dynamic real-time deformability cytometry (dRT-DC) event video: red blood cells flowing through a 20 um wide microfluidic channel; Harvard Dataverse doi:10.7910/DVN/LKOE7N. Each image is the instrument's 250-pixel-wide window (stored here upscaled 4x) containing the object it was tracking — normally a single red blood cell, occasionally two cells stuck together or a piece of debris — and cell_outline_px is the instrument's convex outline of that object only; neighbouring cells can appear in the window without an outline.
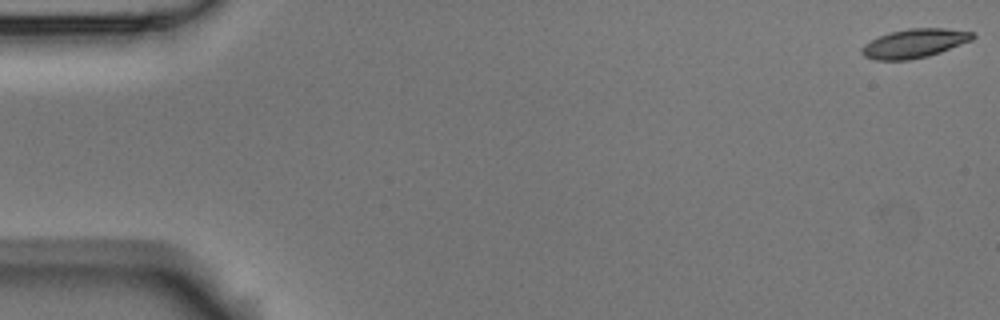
{"species": "Egyptian fruit bat (a non-hibernating species)", "species_latin": "Rousettus aegyptiacus", "temperature_condition": "room temperature", "stored_images_in_passage": 57, "camera_frame_rate_fps": 3000, "um_per_image_px": 0.085, "animal": {"sex": "male"}, "frame": {"image": 1, "passage_image": 1, "time_ms": 0.0, "image_size_px": [1000, 320], "cell_outline_px": [[976, 36], [972, 40], [940, 52], [928, 56], [908, 60], [876, 60], [864, 56], [860, 52], [860, 48], [864, 44], [880, 36], [892, 32], [908, 28], [944, 28], [976, 32]], "centroid_in_image_um": [77.74, 3.68], "position_along_channel_um": 7.3, "area_um2": 18.67}}
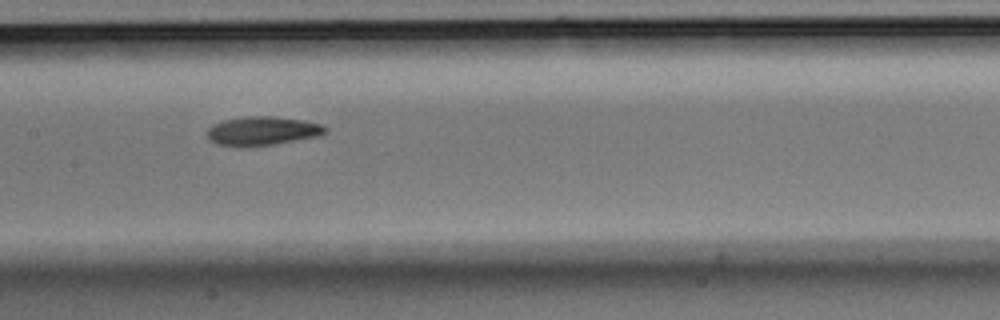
{"frame": {"image": 2, "passage_image": 28, "time_ms": 9.0, "image_size_px": [1000, 320], "cell_outline_px": [[328, 132], [316, 136], [272, 144], [236, 148], [216, 144], [208, 140], [208, 128], [212, 124], [224, 120], [244, 116], [272, 116], [304, 120], [324, 124], [328, 128]], "centroid_in_image_um": [22.27, 11.13], "position_along_channel_um": 185.1, "area_um2": 20.11}}
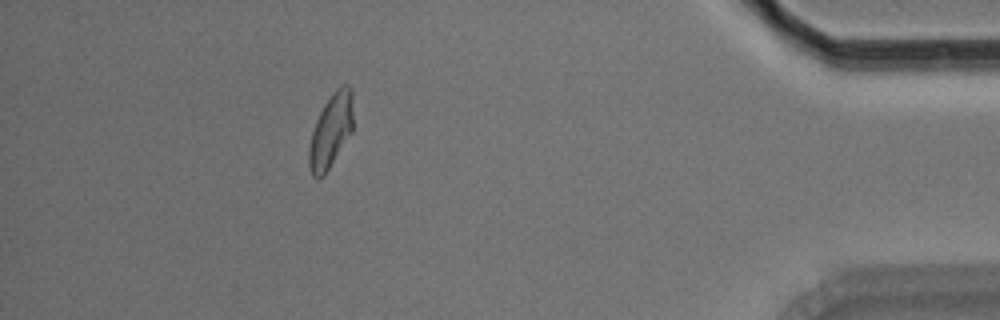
{"frame": {"image": 3, "passage_image": 51, "time_ms": 16.667, "image_size_px": [1000, 320], "cell_outline_px": [[352, 132], [324, 176], [320, 180], [316, 180], [312, 176], [308, 164], [308, 148], [312, 132], [316, 120], [324, 104], [332, 92], [340, 84], [348, 84], [352, 88]], "centroid_in_image_um": [28.11, 11.13], "position_along_channel_um": 407.1, "area_um2": 19.31}, "authors_computed_cell_mechanics": {"area_um2": 19.363, "velocity_mm_per_s": 3.553, "shape_relaxation_time_tau1_ms": 5.7346, "shape_relaxation_time_tau2_ms": 4.6645, "deformation_change_tau1": 0.1657, "deformation_change_tau2": 0.1152}}